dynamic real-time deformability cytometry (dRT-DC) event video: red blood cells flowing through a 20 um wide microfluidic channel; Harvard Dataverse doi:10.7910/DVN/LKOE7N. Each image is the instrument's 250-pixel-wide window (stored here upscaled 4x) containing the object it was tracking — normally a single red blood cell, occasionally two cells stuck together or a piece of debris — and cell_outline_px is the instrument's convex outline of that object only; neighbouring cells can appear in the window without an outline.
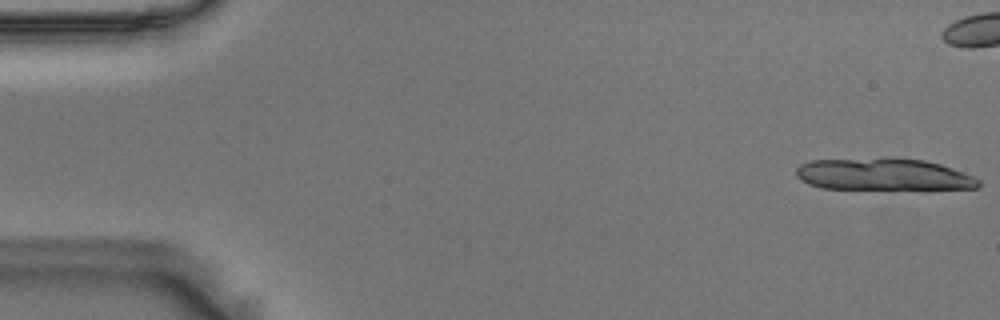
{"species": "Egyptian fruit bat (a non-hibernating species)", "species_latin": "Rousettus aegyptiacus", "temperature_condition": "room temperature", "stored_images_in_passage": 4, "camera_frame_rate_fps": 3000, "um_per_image_px": 0.085, "animal": {"sex": "male"}, "frame": {"image": 1, "passage_image": 1, "time_ms": 0.0, "image_size_px": [1000, 320], "cell_outline_px": [[980, 188], [924, 192], [820, 188], [808, 184], [800, 180], [796, 176], [796, 168], [800, 164], [812, 160], [924, 160], [940, 164], [952, 168], [972, 176], [980, 180]], "centroid_in_image_um": [75.19, 14.93], "position_along_channel_um": 9.8, "area_um2": 34.85}}